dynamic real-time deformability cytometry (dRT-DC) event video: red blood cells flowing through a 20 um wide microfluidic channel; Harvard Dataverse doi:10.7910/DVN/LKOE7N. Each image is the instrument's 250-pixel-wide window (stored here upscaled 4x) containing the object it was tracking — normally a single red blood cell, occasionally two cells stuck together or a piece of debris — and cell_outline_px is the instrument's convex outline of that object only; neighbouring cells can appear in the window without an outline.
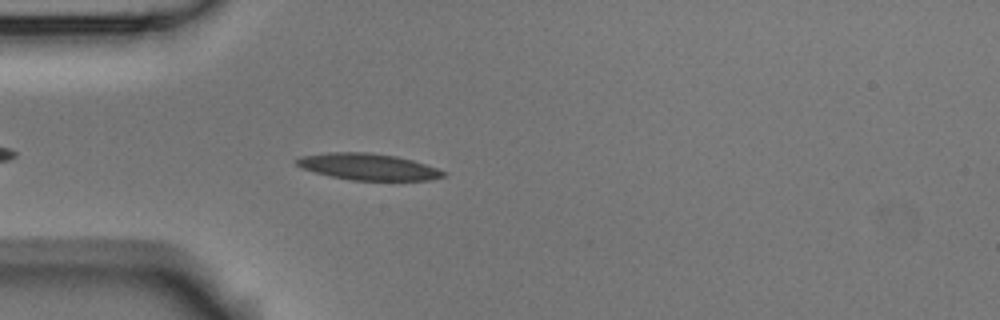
{"species": "Egyptian fruit bat (a non-hibernating species)", "species_latin": "Rousettus aegyptiacus", "temperature_condition": "room temperature", "stored_images_in_passage": 4, "camera_frame_rate_fps": 3000, "um_per_image_px": 0.085, "animal": {"sex": "male"}, "frame": {"image": 1, "passage_image": 4, "time_ms": 4.667, "image_size_px": [1000, 320], "cell_outline_px": [[448, 176], [432, 180], [352, 180], [332, 176], [300, 168], [296, 164], [296, 160], [300, 156], [328, 152], [368, 152], [396, 156], [412, 160], [448, 172]], "centroid_in_image_um": [31.32, 14.17], "position_along_channel_um": 53.7, "area_um2": 22.66}}